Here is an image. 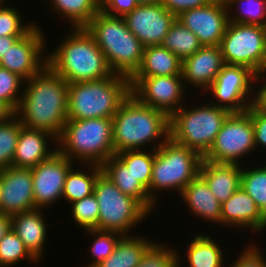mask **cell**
Masks as SVG:
<instances>
[{
	"label": "cell",
	"instance_id": "d6986e66",
	"mask_svg": "<svg viewBox=\"0 0 266 267\" xmlns=\"http://www.w3.org/2000/svg\"><path fill=\"white\" fill-rule=\"evenodd\" d=\"M225 65L220 46H202L182 61L184 86L191 84L194 88L205 92Z\"/></svg>",
	"mask_w": 266,
	"mask_h": 267
},
{
	"label": "cell",
	"instance_id": "8992f818",
	"mask_svg": "<svg viewBox=\"0 0 266 267\" xmlns=\"http://www.w3.org/2000/svg\"><path fill=\"white\" fill-rule=\"evenodd\" d=\"M56 145L61 154L71 161H79V165L101 166L115 155L112 118L67 120Z\"/></svg>",
	"mask_w": 266,
	"mask_h": 267
},
{
	"label": "cell",
	"instance_id": "8fae6325",
	"mask_svg": "<svg viewBox=\"0 0 266 267\" xmlns=\"http://www.w3.org/2000/svg\"><path fill=\"white\" fill-rule=\"evenodd\" d=\"M257 83L260 84V78L249 68L225 65L205 93H212L211 95L216 98L217 103L215 101L213 103V97L209 100L211 104L224 108L230 113H240L259 101V84ZM255 84L257 88L254 87Z\"/></svg>",
	"mask_w": 266,
	"mask_h": 267
},
{
	"label": "cell",
	"instance_id": "5b68a950",
	"mask_svg": "<svg viewBox=\"0 0 266 267\" xmlns=\"http://www.w3.org/2000/svg\"><path fill=\"white\" fill-rule=\"evenodd\" d=\"M131 94L130 79L113 74L68 85V120L112 118Z\"/></svg>",
	"mask_w": 266,
	"mask_h": 267
},
{
	"label": "cell",
	"instance_id": "f546056e",
	"mask_svg": "<svg viewBox=\"0 0 266 267\" xmlns=\"http://www.w3.org/2000/svg\"><path fill=\"white\" fill-rule=\"evenodd\" d=\"M83 165H85L90 172L83 171L82 169L74 170L73 167L69 170L64 183V190L62 194V199H64L63 201H68V203L71 204L93 194L96 179L102 172V168L101 166L95 164Z\"/></svg>",
	"mask_w": 266,
	"mask_h": 267
},
{
	"label": "cell",
	"instance_id": "7c38bea8",
	"mask_svg": "<svg viewBox=\"0 0 266 267\" xmlns=\"http://www.w3.org/2000/svg\"><path fill=\"white\" fill-rule=\"evenodd\" d=\"M252 151H256V148L249 107L244 112L228 115L216 135L214 144L203 159L217 163L241 164V158L252 154Z\"/></svg>",
	"mask_w": 266,
	"mask_h": 267
},
{
	"label": "cell",
	"instance_id": "3957f363",
	"mask_svg": "<svg viewBox=\"0 0 266 267\" xmlns=\"http://www.w3.org/2000/svg\"><path fill=\"white\" fill-rule=\"evenodd\" d=\"M67 35L47 54V64L68 84L101 80L114 74L85 27L71 28Z\"/></svg>",
	"mask_w": 266,
	"mask_h": 267
},
{
	"label": "cell",
	"instance_id": "e0dca14e",
	"mask_svg": "<svg viewBox=\"0 0 266 267\" xmlns=\"http://www.w3.org/2000/svg\"><path fill=\"white\" fill-rule=\"evenodd\" d=\"M123 19L128 29L142 45H161L176 16L167 11L161 3L138 5L125 14Z\"/></svg>",
	"mask_w": 266,
	"mask_h": 267
},
{
	"label": "cell",
	"instance_id": "60d3db41",
	"mask_svg": "<svg viewBox=\"0 0 266 267\" xmlns=\"http://www.w3.org/2000/svg\"><path fill=\"white\" fill-rule=\"evenodd\" d=\"M173 247L166 243L155 242L143 255L136 267H175L178 264L177 254Z\"/></svg>",
	"mask_w": 266,
	"mask_h": 267
},
{
	"label": "cell",
	"instance_id": "44dd1931",
	"mask_svg": "<svg viewBox=\"0 0 266 267\" xmlns=\"http://www.w3.org/2000/svg\"><path fill=\"white\" fill-rule=\"evenodd\" d=\"M51 141L52 145L53 142L57 144V139L49 132L23 126L18 136L11 166L16 168L36 167L41 161L48 159L57 151V147H49L48 142Z\"/></svg>",
	"mask_w": 266,
	"mask_h": 267
},
{
	"label": "cell",
	"instance_id": "ac0fdd59",
	"mask_svg": "<svg viewBox=\"0 0 266 267\" xmlns=\"http://www.w3.org/2000/svg\"><path fill=\"white\" fill-rule=\"evenodd\" d=\"M0 213L8 216L35 209L31 168L2 169Z\"/></svg>",
	"mask_w": 266,
	"mask_h": 267
},
{
	"label": "cell",
	"instance_id": "8d00e7d4",
	"mask_svg": "<svg viewBox=\"0 0 266 267\" xmlns=\"http://www.w3.org/2000/svg\"><path fill=\"white\" fill-rule=\"evenodd\" d=\"M22 127L16 116L0 124V170L11 166Z\"/></svg>",
	"mask_w": 266,
	"mask_h": 267
},
{
	"label": "cell",
	"instance_id": "7bdbcfd3",
	"mask_svg": "<svg viewBox=\"0 0 266 267\" xmlns=\"http://www.w3.org/2000/svg\"><path fill=\"white\" fill-rule=\"evenodd\" d=\"M261 248L250 244L238 255V258L229 264V267H266V259ZM240 256V257H239Z\"/></svg>",
	"mask_w": 266,
	"mask_h": 267
},
{
	"label": "cell",
	"instance_id": "d6a6232c",
	"mask_svg": "<svg viewBox=\"0 0 266 267\" xmlns=\"http://www.w3.org/2000/svg\"><path fill=\"white\" fill-rule=\"evenodd\" d=\"M149 150H126L115 154L146 190L150 187L154 163V150Z\"/></svg>",
	"mask_w": 266,
	"mask_h": 267
},
{
	"label": "cell",
	"instance_id": "4fadbf2b",
	"mask_svg": "<svg viewBox=\"0 0 266 267\" xmlns=\"http://www.w3.org/2000/svg\"><path fill=\"white\" fill-rule=\"evenodd\" d=\"M131 94L142 104L162 110L169 117L184 106L187 87L182 75L130 78Z\"/></svg>",
	"mask_w": 266,
	"mask_h": 267
},
{
	"label": "cell",
	"instance_id": "52a82bcc",
	"mask_svg": "<svg viewBox=\"0 0 266 267\" xmlns=\"http://www.w3.org/2000/svg\"><path fill=\"white\" fill-rule=\"evenodd\" d=\"M203 157L196 151L174 142L170 137L154 150L149 197L157 204V192L182 190L199 175ZM160 191V192H159Z\"/></svg>",
	"mask_w": 266,
	"mask_h": 267
},
{
	"label": "cell",
	"instance_id": "9c48e42d",
	"mask_svg": "<svg viewBox=\"0 0 266 267\" xmlns=\"http://www.w3.org/2000/svg\"><path fill=\"white\" fill-rule=\"evenodd\" d=\"M93 194L99 204L97 230L130 235L132 229L151 216L138 200L122 193L103 172L96 179Z\"/></svg>",
	"mask_w": 266,
	"mask_h": 267
},
{
	"label": "cell",
	"instance_id": "9f6ffc18",
	"mask_svg": "<svg viewBox=\"0 0 266 267\" xmlns=\"http://www.w3.org/2000/svg\"><path fill=\"white\" fill-rule=\"evenodd\" d=\"M6 1L5 0H0V7H4Z\"/></svg>",
	"mask_w": 266,
	"mask_h": 267
},
{
	"label": "cell",
	"instance_id": "5bb4252c",
	"mask_svg": "<svg viewBox=\"0 0 266 267\" xmlns=\"http://www.w3.org/2000/svg\"><path fill=\"white\" fill-rule=\"evenodd\" d=\"M46 41L41 27L36 24L3 55L0 67L17 74L24 81L30 79L47 64Z\"/></svg>",
	"mask_w": 266,
	"mask_h": 267
},
{
	"label": "cell",
	"instance_id": "e575fe53",
	"mask_svg": "<svg viewBox=\"0 0 266 267\" xmlns=\"http://www.w3.org/2000/svg\"><path fill=\"white\" fill-rule=\"evenodd\" d=\"M242 167L241 187L263 211L266 208V166H251L250 169L246 165Z\"/></svg>",
	"mask_w": 266,
	"mask_h": 267
},
{
	"label": "cell",
	"instance_id": "603a6c76",
	"mask_svg": "<svg viewBox=\"0 0 266 267\" xmlns=\"http://www.w3.org/2000/svg\"><path fill=\"white\" fill-rule=\"evenodd\" d=\"M47 226L43 209L35 208L11 216V228L23 241L25 247L38 260L44 256Z\"/></svg>",
	"mask_w": 266,
	"mask_h": 267
},
{
	"label": "cell",
	"instance_id": "7402d4cb",
	"mask_svg": "<svg viewBox=\"0 0 266 267\" xmlns=\"http://www.w3.org/2000/svg\"><path fill=\"white\" fill-rule=\"evenodd\" d=\"M241 171V164L217 163L203 159L199 175L217 200L223 204L241 187Z\"/></svg>",
	"mask_w": 266,
	"mask_h": 267
},
{
	"label": "cell",
	"instance_id": "30bf717a",
	"mask_svg": "<svg viewBox=\"0 0 266 267\" xmlns=\"http://www.w3.org/2000/svg\"><path fill=\"white\" fill-rule=\"evenodd\" d=\"M220 48L226 65L245 66L259 78L266 73V27L228 22Z\"/></svg>",
	"mask_w": 266,
	"mask_h": 267
},
{
	"label": "cell",
	"instance_id": "ffe728a7",
	"mask_svg": "<svg viewBox=\"0 0 266 267\" xmlns=\"http://www.w3.org/2000/svg\"><path fill=\"white\" fill-rule=\"evenodd\" d=\"M221 225L260 233L264 230V219L255 201L240 187L221 205Z\"/></svg>",
	"mask_w": 266,
	"mask_h": 267
},
{
	"label": "cell",
	"instance_id": "4316f807",
	"mask_svg": "<svg viewBox=\"0 0 266 267\" xmlns=\"http://www.w3.org/2000/svg\"><path fill=\"white\" fill-rule=\"evenodd\" d=\"M154 243L142 236L123 235L114 252L95 267H136Z\"/></svg>",
	"mask_w": 266,
	"mask_h": 267
},
{
	"label": "cell",
	"instance_id": "f1b7e54d",
	"mask_svg": "<svg viewBox=\"0 0 266 267\" xmlns=\"http://www.w3.org/2000/svg\"><path fill=\"white\" fill-rule=\"evenodd\" d=\"M52 14L64 18L72 28L85 27L100 11V0H47ZM54 11V12H53Z\"/></svg>",
	"mask_w": 266,
	"mask_h": 267
},
{
	"label": "cell",
	"instance_id": "ba28073f",
	"mask_svg": "<svg viewBox=\"0 0 266 267\" xmlns=\"http://www.w3.org/2000/svg\"><path fill=\"white\" fill-rule=\"evenodd\" d=\"M191 107L182 106L169 117L170 138L204 157L230 112L211 103Z\"/></svg>",
	"mask_w": 266,
	"mask_h": 267
},
{
	"label": "cell",
	"instance_id": "816d5d0a",
	"mask_svg": "<svg viewBox=\"0 0 266 267\" xmlns=\"http://www.w3.org/2000/svg\"><path fill=\"white\" fill-rule=\"evenodd\" d=\"M2 187H3V183H2V170H0V201H1V193H2Z\"/></svg>",
	"mask_w": 266,
	"mask_h": 267
},
{
	"label": "cell",
	"instance_id": "7a4b0ae2",
	"mask_svg": "<svg viewBox=\"0 0 266 267\" xmlns=\"http://www.w3.org/2000/svg\"><path fill=\"white\" fill-rule=\"evenodd\" d=\"M112 131L115 154L144 150L149 144L156 150L170 137L169 116L162 110L142 104L130 94L112 117Z\"/></svg>",
	"mask_w": 266,
	"mask_h": 267
},
{
	"label": "cell",
	"instance_id": "836d02e7",
	"mask_svg": "<svg viewBox=\"0 0 266 267\" xmlns=\"http://www.w3.org/2000/svg\"><path fill=\"white\" fill-rule=\"evenodd\" d=\"M40 263L11 228L0 240V267L15 266L23 260Z\"/></svg>",
	"mask_w": 266,
	"mask_h": 267
},
{
	"label": "cell",
	"instance_id": "b9f144b4",
	"mask_svg": "<svg viewBox=\"0 0 266 267\" xmlns=\"http://www.w3.org/2000/svg\"><path fill=\"white\" fill-rule=\"evenodd\" d=\"M250 117L254 127L255 148H266V106L260 101L251 104Z\"/></svg>",
	"mask_w": 266,
	"mask_h": 267
},
{
	"label": "cell",
	"instance_id": "7dc6e473",
	"mask_svg": "<svg viewBox=\"0 0 266 267\" xmlns=\"http://www.w3.org/2000/svg\"><path fill=\"white\" fill-rule=\"evenodd\" d=\"M15 116V112L3 101L0 100V124L9 121Z\"/></svg>",
	"mask_w": 266,
	"mask_h": 267
},
{
	"label": "cell",
	"instance_id": "2e32d148",
	"mask_svg": "<svg viewBox=\"0 0 266 267\" xmlns=\"http://www.w3.org/2000/svg\"><path fill=\"white\" fill-rule=\"evenodd\" d=\"M176 19L197 36L202 46H220L229 22L225 4H209L181 12Z\"/></svg>",
	"mask_w": 266,
	"mask_h": 267
},
{
	"label": "cell",
	"instance_id": "f5cc1de1",
	"mask_svg": "<svg viewBox=\"0 0 266 267\" xmlns=\"http://www.w3.org/2000/svg\"><path fill=\"white\" fill-rule=\"evenodd\" d=\"M262 216L264 219V231H265V229H266V208L262 211Z\"/></svg>",
	"mask_w": 266,
	"mask_h": 267
},
{
	"label": "cell",
	"instance_id": "484cf974",
	"mask_svg": "<svg viewBox=\"0 0 266 267\" xmlns=\"http://www.w3.org/2000/svg\"><path fill=\"white\" fill-rule=\"evenodd\" d=\"M182 61L162 45L145 46L139 69L131 78L182 75Z\"/></svg>",
	"mask_w": 266,
	"mask_h": 267
},
{
	"label": "cell",
	"instance_id": "f35d334b",
	"mask_svg": "<svg viewBox=\"0 0 266 267\" xmlns=\"http://www.w3.org/2000/svg\"><path fill=\"white\" fill-rule=\"evenodd\" d=\"M21 86H24V80L20 76L0 67V100L14 112L18 109L22 98Z\"/></svg>",
	"mask_w": 266,
	"mask_h": 267
},
{
	"label": "cell",
	"instance_id": "6da1fadb",
	"mask_svg": "<svg viewBox=\"0 0 266 267\" xmlns=\"http://www.w3.org/2000/svg\"><path fill=\"white\" fill-rule=\"evenodd\" d=\"M68 83L48 64L24 81L15 116L24 127L60 137L68 120Z\"/></svg>",
	"mask_w": 266,
	"mask_h": 267
},
{
	"label": "cell",
	"instance_id": "277c9868",
	"mask_svg": "<svg viewBox=\"0 0 266 267\" xmlns=\"http://www.w3.org/2000/svg\"><path fill=\"white\" fill-rule=\"evenodd\" d=\"M85 28L104 53L112 72L130 79L140 67L144 46L128 29L123 17L100 10Z\"/></svg>",
	"mask_w": 266,
	"mask_h": 267
},
{
	"label": "cell",
	"instance_id": "4dcf8cb0",
	"mask_svg": "<svg viewBox=\"0 0 266 267\" xmlns=\"http://www.w3.org/2000/svg\"><path fill=\"white\" fill-rule=\"evenodd\" d=\"M161 45L170 50L181 61L202 47L197 36L177 19L172 23Z\"/></svg>",
	"mask_w": 266,
	"mask_h": 267
},
{
	"label": "cell",
	"instance_id": "83f0119b",
	"mask_svg": "<svg viewBox=\"0 0 266 267\" xmlns=\"http://www.w3.org/2000/svg\"><path fill=\"white\" fill-rule=\"evenodd\" d=\"M190 241L184 252L189 267H224L223 247L213 236L198 234Z\"/></svg>",
	"mask_w": 266,
	"mask_h": 267
},
{
	"label": "cell",
	"instance_id": "cb8c5ba5",
	"mask_svg": "<svg viewBox=\"0 0 266 267\" xmlns=\"http://www.w3.org/2000/svg\"><path fill=\"white\" fill-rule=\"evenodd\" d=\"M189 211L203 221L221 225V203L210 191L205 180L198 175L181 192Z\"/></svg>",
	"mask_w": 266,
	"mask_h": 267
},
{
	"label": "cell",
	"instance_id": "ab89813d",
	"mask_svg": "<svg viewBox=\"0 0 266 267\" xmlns=\"http://www.w3.org/2000/svg\"><path fill=\"white\" fill-rule=\"evenodd\" d=\"M19 11L17 7L13 8L8 5L0 7V37L24 36L36 25L32 21L24 24L22 13Z\"/></svg>",
	"mask_w": 266,
	"mask_h": 267
},
{
	"label": "cell",
	"instance_id": "f6af8a7d",
	"mask_svg": "<svg viewBox=\"0 0 266 267\" xmlns=\"http://www.w3.org/2000/svg\"><path fill=\"white\" fill-rule=\"evenodd\" d=\"M213 0H161L163 7L176 17L183 11L199 8Z\"/></svg>",
	"mask_w": 266,
	"mask_h": 267
},
{
	"label": "cell",
	"instance_id": "f907efd6",
	"mask_svg": "<svg viewBox=\"0 0 266 267\" xmlns=\"http://www.w3.org/2000/svg\"><path fill=\"white\" fill-rule=\"evenodd\" d=\"M139 5L161 3V0H137Z\"/></svg>",
	"mask_w": 266,
	"mask_h": 267
},
{
	"label": "cell",
	"instance_id": "ee69618b",
	"mask_svg": "<svg viewBox=\"0 0 266 267\" xmlns=\"http://www.w3.org/2000/svg\"><path fill=\"white\" fill-rule=\"evenodd\" d=\"M138 5L137 0H100V10L110 16L123 17Z\"/></svg>",
	"mask_w": 266,
	"mask_h": 267
},
{
	"label": "cell",
	"instance_id": "1f68e13d",
	"mask_svg": "<svg viewBox=\"0 0 266 267\" xmlns=\"http://www.w3.org/2000/svg\"><path fill=\"white\" fill-rule=\"evenodd\" d=\"M226 6L229 22L266 27V0H232Z\"/></svg>",
	"mask_w": 266,
	"mask_h": 267
},
{
	"label": "cell",
	"instance_id": "9a60e30c",
	"mask_svg": "<svg viewBox=\"0 0 266 267\" xmlns=\"http://www.w3.org/2000/svg\"><path fill=\"white\" fill-rule=\"evenodd\" d=\"M74 163L57 150L31 168L35 208L48 209L62 199L64 183Z\"/></svg>",
	"mask_w": 266,
	"mask_h": 267
},
{
	"label": "cell",
	"instance_id": "74e56055",
	"mask_svg": "<svg viewBox=\"0 0 266 267\" xmlns=\"http://www.w3.org/2000/svg\"><path fill=\"white\" fill-rule=\"evenodd\" d=\"M71 218L81 229H97L99 218V204L94 194L84 197L70 204Z\"/></svg>",
	"mask_w": 266,
	"mask_h": 267
},
{
	"label": "cell",
	"instance_id": "c3c4849f",
	"mask_svg": "<svg viewBox=\"0 0 266 267\" xmlns=\"http://www.w3.org/2000/svg\"><path fill=\"white\" fill-rule=\"evenodd\" d=\"M11 229V216L0 213V240Z\"/></svg>",
	"mask_w": 266,
	"mask_h": 267
},
{
	"label": "cell",
	"instance_id": "d590c367",
	"mask_svg": "<svg viewBox=\"0 0 266 267\" xmlns=\"http://www.w3.org/2000/svg\"><path fill=\"white\" fill-rule=\"evenodd\" d=\"M89 236L93 237L92 244L88 252L91 255V262L85 267H95L100 262L107 259L115 250L119 239L123 236L117 232L104 230H85Z\"/></svg>",
	"mask_w": 266,
	"mask_h": 267
},
{
	"label": "cell",
	"instance_id": "681fc988",
	"mask_svg": "<svg viewBox=\"0 0 266 267\" xmlns=\"http://www.w3.org/2000/svg\"><path fill=\"white\" fill-rule=\"evenodd\" d=\"M260 83L261 86H259V101L266 106V73L261 76Z\"/></svg>",
	"mask_w": 266,
	"mask_h": 267
},
{
	"label": "cell",
	"instance_id": "db71d44e",
	"mask_svg": "<svg viewBox=\"0 0 266 267\" xmlns=\"http://www.w3.org/2000/svg\"><path fill=\"white\" fill-rule=\"evenodd\" d=\"M177 257H178V264L175 267H181V265H182L181 263H183V261H181V259L183 260L184 258H182L179 254H177Z\"/></svg>",
	"mask_w": 266,
	"mask_h": 267
},
{
	"label": "cell",
	"instance_id": "bcb514c9",
	"mask_svg": "<svg viewBox=\"0 0 266 267\" xmlns=\"http://www.w3.org/2000/svg\"><path fill=\"white\" fill-rule=\"evenodd\" d=\"M23 36H2L0 37V60L3 55L12 47L19 38Z\"/></svg>",
	"mask_w": 266,
	"mask_h": 267
},
{
	"label": "cell",
	"instance_id": "d4e9b609",
	"mask_svg": "<svg viewBox=\"0 0 266 267\" xmlns=\"http://www.w3.org/2000/svg\"><path fill=\"white\" fill-rule=\"evenodd\" d=\"M102 172L124 194L138 200L150 213L157 205L150 197L147 190L135 178L127 166L116 156H111L102 165Z\"/></svg>",
	"mask_w": 266,
	"mask_h": 267
},
{
	"label": "cell",
	"instance_id": "11a10c76",
	"mask_svg": "<svg viewBox=\"0 0 266 267\" xmlns=\"http://www.w3.org/2000/svg\"><path fill=\"white\" fill-rule=\"evenodd\" d=\"M216 1H218V2H220V3H222V4H225V5H227L230 1H232V0H216Z\"/></svg>",
	"mask_w": 266,
	"mask_h": 267
}]
</instances>
